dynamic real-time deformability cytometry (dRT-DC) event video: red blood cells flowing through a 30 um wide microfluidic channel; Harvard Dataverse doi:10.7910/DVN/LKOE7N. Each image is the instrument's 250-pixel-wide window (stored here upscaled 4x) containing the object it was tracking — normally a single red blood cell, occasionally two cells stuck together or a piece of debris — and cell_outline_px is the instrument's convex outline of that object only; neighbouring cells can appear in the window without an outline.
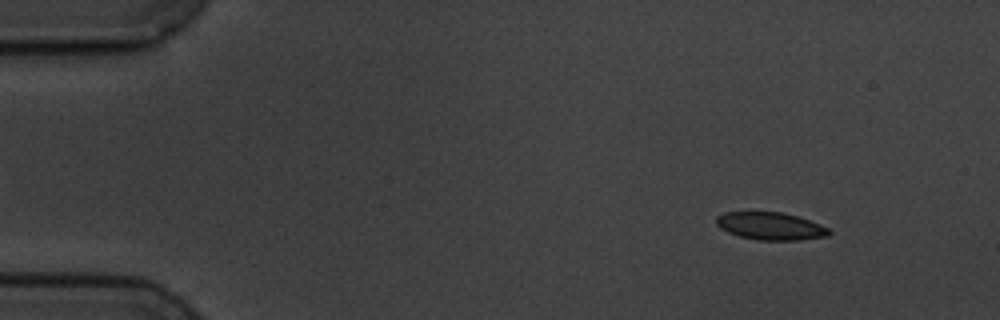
{"species": "common noctule bat (a hibernating species)", "species_latin": "Nyctalus noctula", "temperature_condition": "cold", "stored_images_in_passage": 5, "segment_of_instrument_passage": [1, 2], "camera_frame_rate_fps": 3000, "um_per_image_px": 0.085, "animal": {"sex": "male", "body_mass_g": 19.5, "forearm_length_mm": 54.6}, "frame": {"image": 1, "passage_image": 1, "time_ms": 0.0, "image_size_px": [1000, 320], "cell_outline_px": [[832, 232], [828, 236], [796, 240], [760, 240], [740, 236], [728, 232], [720, 228], [716, 224], [716, 216], [724, 212], [784, 212], [820, 224], [828, 228]], "centroid_in_image_um": [65.48, 19.21], "position_along_channel_um": 19.5, "area_um2": 18.03}}
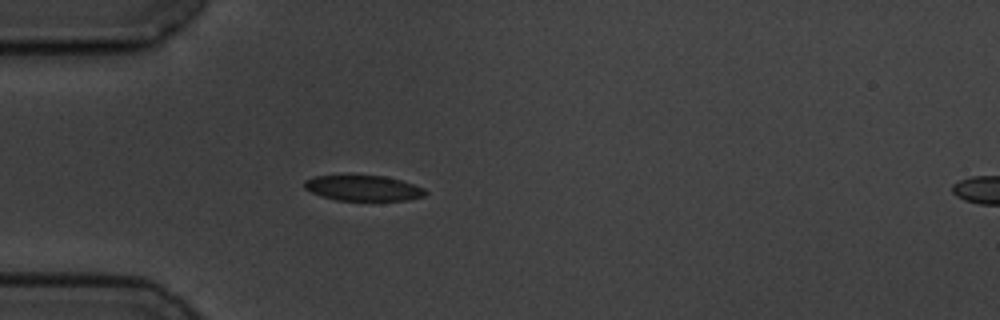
{"frame": {"image": 2, "passage_image": 4, "time_ms": 3.333, "image_size_px": [1000, 320], "cell_outline_px": [[428, 192], [424, 196], [408, 200], [336, 200], [320, 196], [304, 188], [304, 180], [312, 176], [352, 172], [384, 176], [400, 180], [424, 188]], "centroid_in_image_um": [30.79, 15.93], "position_along_channel_um": 54.2, "area_um2": 18.84}}